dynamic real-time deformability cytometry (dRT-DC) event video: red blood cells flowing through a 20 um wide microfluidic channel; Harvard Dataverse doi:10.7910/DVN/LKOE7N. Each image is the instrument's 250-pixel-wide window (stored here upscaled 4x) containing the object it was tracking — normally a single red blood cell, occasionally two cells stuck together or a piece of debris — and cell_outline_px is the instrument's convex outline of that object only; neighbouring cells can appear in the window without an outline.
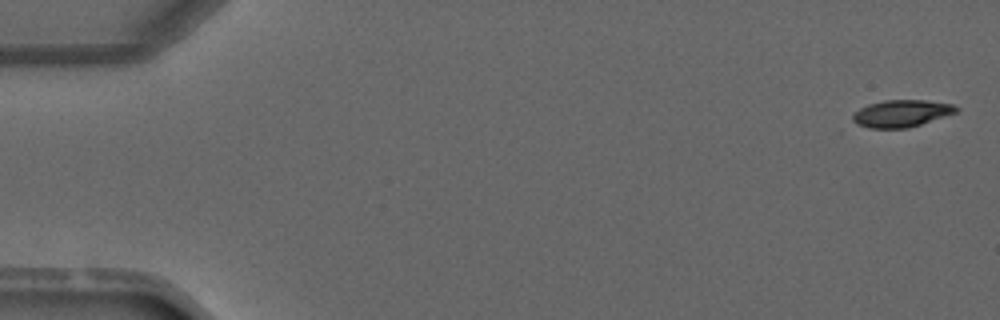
{"species": "common noctule bat (a hibernating species)", "species_latin": "Nyctalus noctula", "temperature_condition": "warm", "stored_images_in_passage": 3, "camera_frame_rate_fps": 3000, "um_per_image_px": 0.085, "animal": {"sex": "male", "forearm_length_mm": 52.5}, "frame": {"image": 1, "passage_image": 1, "time_ms": 0.0, "image_size_px": [1000, 320], "cell_outline_px": [[960, 112], [908, 128], [868, 128], [856, 124], [852, 120], [852, 116], [860, 108], [868, 104], [884, 100], [924, 100], [952, 104], [960, 108]], "centroid_in_image_um": [76.66, 9.64], "position_along_channel_um": 8.3, "area_um2": 16.47}}
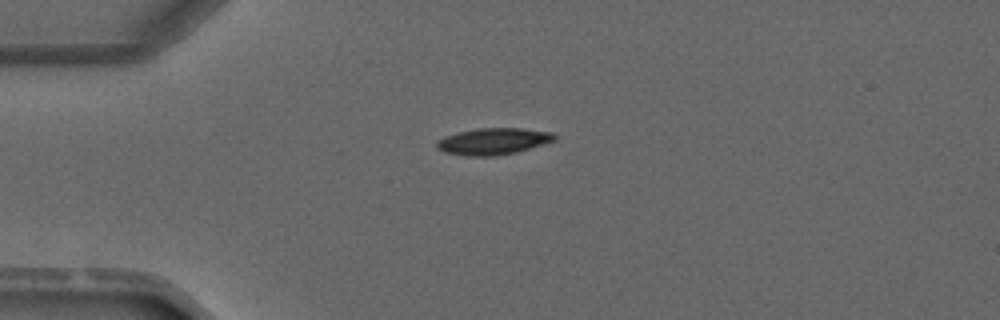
{"frame": {"image": 2, "passage_image": 3, "time_ms": 3.333, "image_size_px": [1000, 320], "cell_outline_px": [[556, 140], [544, 144], [516, 152], [496, 156], [468, 156], [444, 152], [436, 148], [436, 140], [460, 132], [476, 128], [520, 128], [552, 132], [556, 136]], "centroid_in_image_um": [41.93, 12.01], "position_along_channel_um": 43.1, "area_um2": 18.21}}